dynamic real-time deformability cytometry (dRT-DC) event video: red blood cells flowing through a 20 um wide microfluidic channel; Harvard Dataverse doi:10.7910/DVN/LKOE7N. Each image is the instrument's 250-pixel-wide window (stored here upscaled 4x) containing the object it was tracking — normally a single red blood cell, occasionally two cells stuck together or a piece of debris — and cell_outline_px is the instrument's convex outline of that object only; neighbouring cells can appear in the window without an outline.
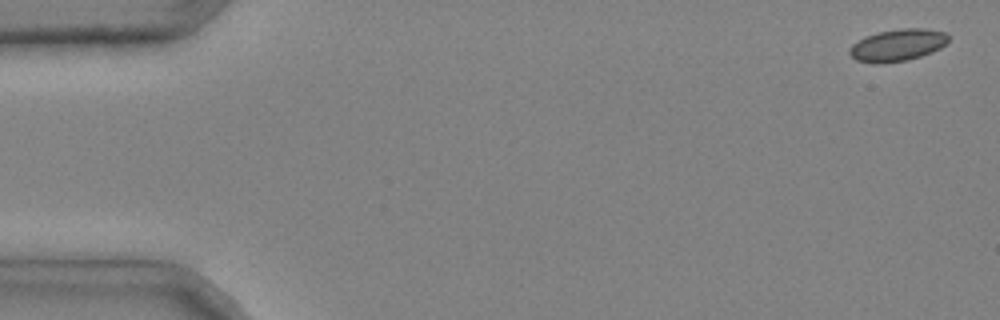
{"species": "common noctule bat (a hibernating species)", "species_latin": "Nyctalus noctula", "temperature_condition": "cold", "stored_images_in_passage": 3, "camera_frame_rate_fps": 3000, "um_per_image_px": 0.085, "animal": {"sex": "male", "body_mass_g": 20.4}, "frame": {"image": 1, "passage_image": 1, "time_ms": 0.0, "image_size_px": [1000, 320], "cell_outline_px": [[948, 40], [940, 48], [932, 52], [908, 60], [880, 64], [872, 64], [856, 60], [848, 52], [848, 48], [852, 44], [864, 36], [880, 32], [900, 28], [924, 28], [944, 32], [948, 36]], "centroid_in_image_um": [76.25, 3.84], "position_along_channel_um": 8.8, "area_um2": 18.55}}